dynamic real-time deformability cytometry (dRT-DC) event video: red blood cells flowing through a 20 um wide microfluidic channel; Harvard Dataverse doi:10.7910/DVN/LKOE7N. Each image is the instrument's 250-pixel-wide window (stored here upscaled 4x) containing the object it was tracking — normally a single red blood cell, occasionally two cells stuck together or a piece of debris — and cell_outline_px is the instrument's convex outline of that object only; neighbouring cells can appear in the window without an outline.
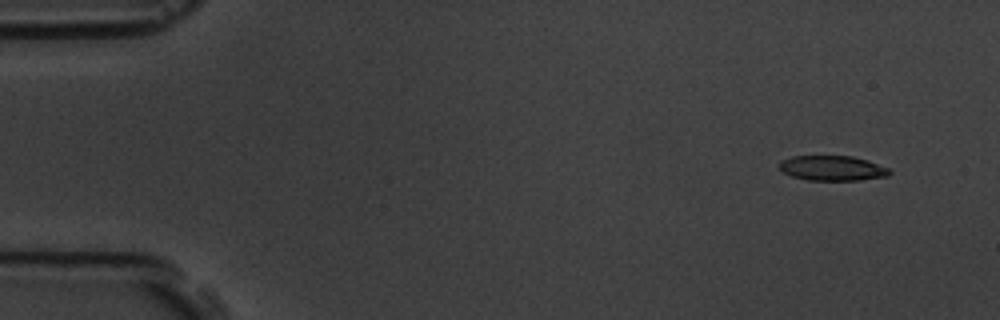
{"species": "common noctule bat (a hibernating species)", "species_latin": "Nyctalus noctula", "temperature_condition": "room temperature", "stored_images_in_passage": 5, "camera_frame_rate_fps": 3000, "um_per_image_px": 0.085, "animal": {"sex": "male", "body_mass_g": 19.5, "forearm_length_mm": 54.6}, "frame": {"image": 1, "passage_image": 1, "time_ms": 0.0, "image_size_px": [1000, 320], "cell_outline_px": [[892, 172], [888, 176], [860, 180], [808, 180], [792, 176], [784, 172], [780, 168], [780, 160], [792, 156], [852, 156], [868, 160], [888, 168]], "centroid_in_image_um": [70.77, 14.29], "position_along_channel_um": 14.2, "area_um2": 16.01}}
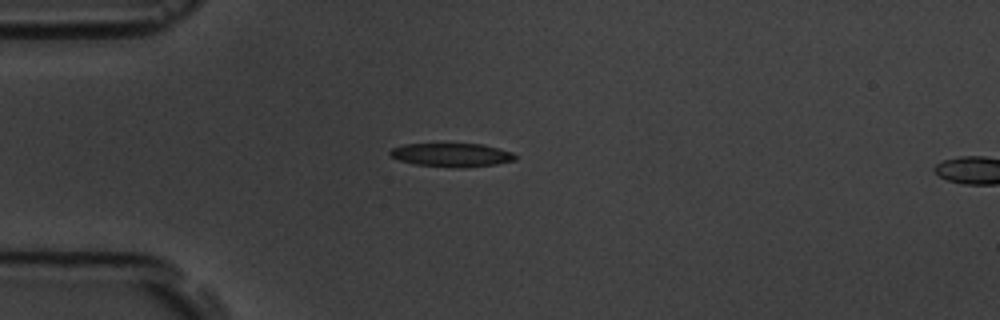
{"frame": {"image": 2, "passage_image": 4, "time_ms": 3.667, "image_size_px": [1000, 320], "cell_outline_px": [[516, 160], [496, 164], [464, 168], [416, 164], [400, 160], [392, 156], [388, 152], [392, 148], [404, 144], [484, 144], [500, 148], [512, 152], [516, 156]], "centroid_in_image_um": [38.44, 13.16], "position_along_channel_um": 46.6, "area_um2": 17.11}}